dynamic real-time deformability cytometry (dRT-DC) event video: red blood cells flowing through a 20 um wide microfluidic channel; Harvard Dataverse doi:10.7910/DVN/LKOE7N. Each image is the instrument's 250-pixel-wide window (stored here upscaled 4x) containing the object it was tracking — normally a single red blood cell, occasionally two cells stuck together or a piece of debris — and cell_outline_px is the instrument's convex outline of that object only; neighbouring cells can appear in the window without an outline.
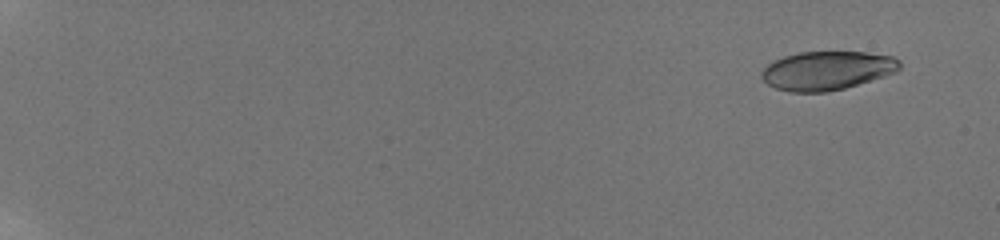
{"species": "human", "species_latin": "Homo sapiens", "temperature_condition": "room temperature", "stored_images_in_passage": 57, "camera_frame_rate_fps": 3000, "um_per_image_px": 0.085, "donor": {"sex": "male"}, "frame": {"image": 1, "passage_image": 10, "time_ms": 1.333, "image_size_px": [1000, 240], "cell_outline_px": [[900, 68], [896, 72], [884, 76], [844, 88], [828, 92], [788, 92], [776, 88], [768, 84], [760, 76], [760, 72], [768, 64], [784, 56], [800, 52], [868, 52], [892, 56], [900, 60]], "centroid_in_image_um": [70.29, 6.0], "position_along_channel_um": 14.7, "area_um2": 31.15}}
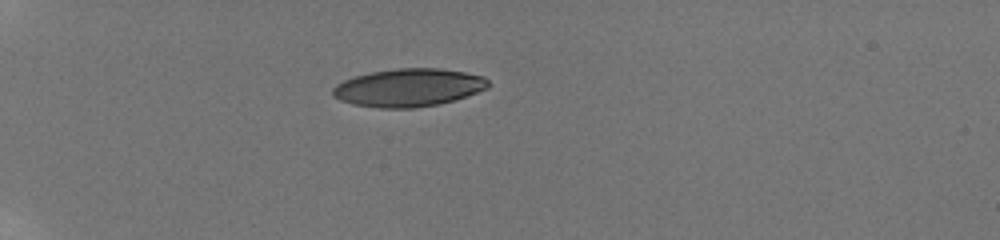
{"frame": {"image": 2, "passage_image": 48, "time_ms": 6.667, "image_size_px": [1000, 240], "cell_outline_px": [[488, 88], [452, 100], [436, 104], [412, 108], [380, 108], [352, 104], [340, 100], [332, 96], [332, 88], [336, 84], [344, 80], [356, 76], [372, 72], [396, 68], [436, 68], [464, 72], [484, 76], [488, 80]], "centroid_in_image_um": [34.68, 7.44], "position_along_channel_um": 50.3, "area_um2": 34.1}}